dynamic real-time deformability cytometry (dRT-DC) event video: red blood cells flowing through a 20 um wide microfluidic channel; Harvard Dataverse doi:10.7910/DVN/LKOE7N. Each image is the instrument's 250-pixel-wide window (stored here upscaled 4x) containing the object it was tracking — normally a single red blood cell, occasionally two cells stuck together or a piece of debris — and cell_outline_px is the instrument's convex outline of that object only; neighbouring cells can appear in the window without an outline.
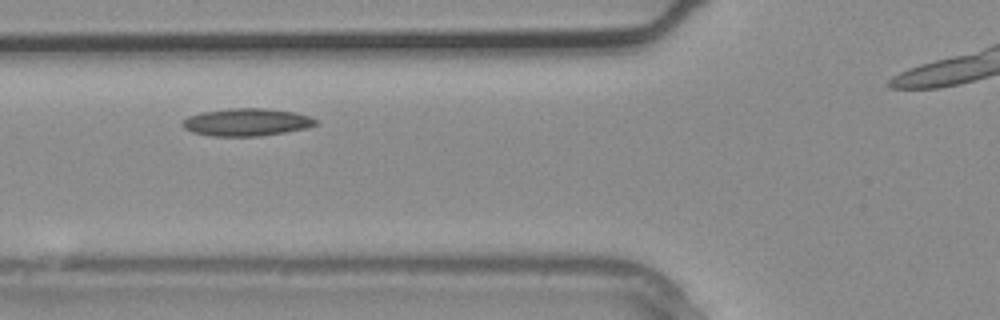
{"species": "common noctule bat (a hibernating species)", "species_latin": "Nyctalus noctula", "temperature_condition": "warm", "stored_images_in_passage": 3, "camera_frame_rate_fps": 3000, "um_per_image_px": 0.085, "animal": {"sex": "male", "body_mass_g": 20.4}, "frame": {"image": 1, "passage_image": 2, "time_ms": 0.333, "image_size_px": [1000, 320], "cell_outline_px": [[320, 124], [304, 128], [284, 132], [260, 136], [212, 136], [192, 132], [184, 128], [180, 124], [188, 116], [200, 112], [228, 108], [264, 108], [292, 112], [312, 116]], "centroid_in_image_um": [20.94, 10.38], "position_along_channel_um": 104.9, "area_um2": 21.44}}